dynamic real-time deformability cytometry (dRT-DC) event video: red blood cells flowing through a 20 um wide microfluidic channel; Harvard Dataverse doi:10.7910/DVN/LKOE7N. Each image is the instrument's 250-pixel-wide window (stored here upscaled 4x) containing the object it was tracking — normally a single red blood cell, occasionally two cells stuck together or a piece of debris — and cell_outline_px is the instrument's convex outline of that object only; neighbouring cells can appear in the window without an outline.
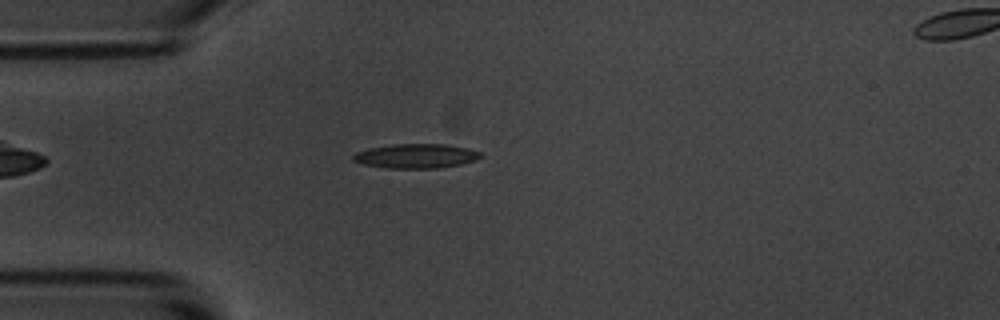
{"species": "common noctule bat (a hibernating species)", "species_latin": "Nyctalus noctula", "temperature_condition": "room temperature", "stored_images_in_passage": 3, "camera_frame_rate_fps": 3000, "um_per_image_px": 0.085, "animal": {"sex": "male", "body_mass_g": 20.1, "forearm_length_mm": 53.5}, "frame": {"image": 1, "passage_image": 2, "time_ms": 1.333, "image_size_px": [1000, 320], "cell_outline_px": [[484, 156], [476, 160], [460, 164], [440, 168], [384, 168], [364, 164], [352, 160], [352, 156], [356, 152], [368, 148], [392, 144], [444, 144], [468, 148], [480, 152]], "centroid_in_image_um": [35.36, 13.26], "position_along_channel_um": 49.6, "area_um2": 18.21}}